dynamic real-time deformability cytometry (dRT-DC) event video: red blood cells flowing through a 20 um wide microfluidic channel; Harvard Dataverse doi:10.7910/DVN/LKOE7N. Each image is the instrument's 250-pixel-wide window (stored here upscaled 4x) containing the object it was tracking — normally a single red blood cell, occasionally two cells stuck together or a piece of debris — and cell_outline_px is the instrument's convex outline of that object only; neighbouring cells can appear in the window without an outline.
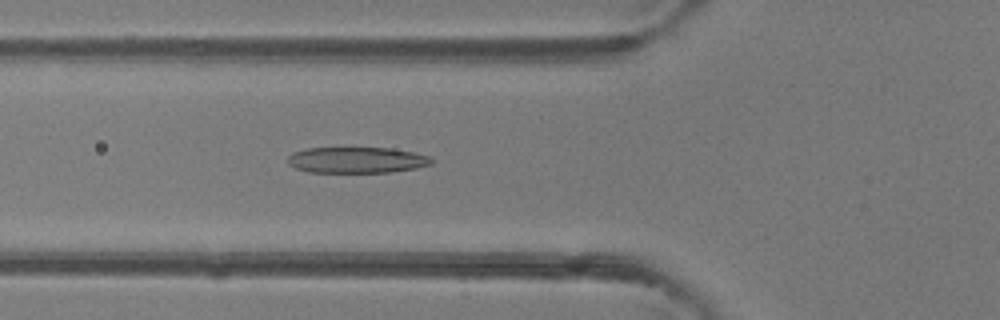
{"species": "common noctule bat (a hibernating species)", "species_latin": "Nyctalus noctula", "temperature_condition": "room temperature", "stored_images_in_passage": 47, "camera_frame_rate_fps": 3000, "um_per_image_px": 0.085, "animal": {"sex": "female"}, "frame": {"image": 1, "passage_image": 17, "time_ms": 5.333, "image_size_px": [1000, 320], "cell_outline_px": [[432, 164], [416, 168], [392, 172], [308, 172], [296, 168], [288, 164], [288, 156], [292, 152], [308, 148], [392, 148], [412, 152], [428, 156], [432, 160]], "centroid_in_image_um": [30.3, 13.6], "position_along_channel_um": 95.5, "area_um2": 21.73}}
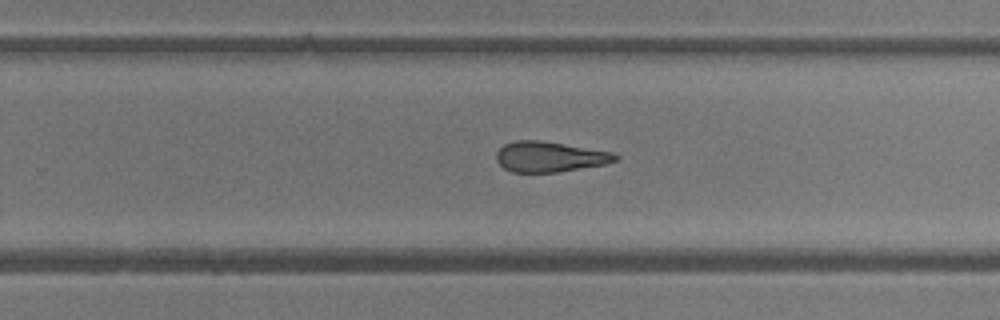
{"frame": {"image": 2, "passage_image": 30, "time_ms": 9.667, "image_size_px": [1000, 320], "cell_outline_px": [[620, 160], [604, 164], [556, 172], [512, 172], [504, 168], [496, 160], [496, 152], [504, 144], [516, 140], [540, 140], [616, 152], [620, 156]], "centroid_in_image_um": [46.76, 13.31], "position_along_channel_um": 283.0, "area_um2": 21.21}}
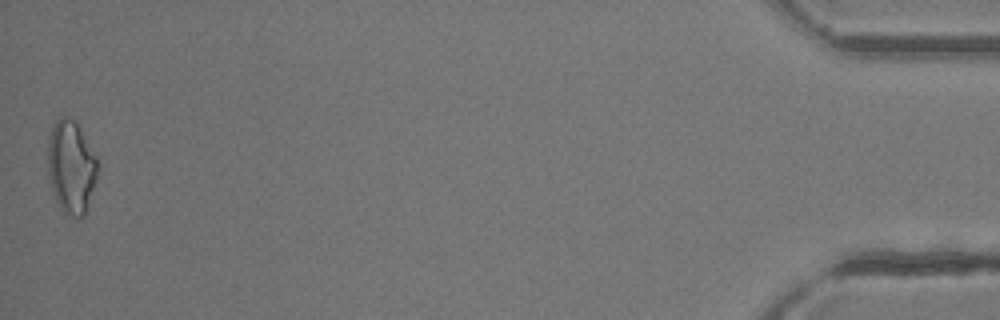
{"frame": {"image": 3, "passage_image": 47, "time_ms": 15.333, "image_size_px": [1000, 320], "cell_outline_px": [[96, 176], [84, 216], [80, 220], [64, 212], [60, 208], [56, 200], [48, 176], [48, 140], [52, 128], [56, 120], [60, 116], [68, 116], [76, 120], [96, 156]], "centroid_in_image_um": [6.03, 14.16], "position_along_channel_um": 429.2, "area_um2": 26.76}, "authors_computed_cell_mechanics": {"area_um2": 22.7154, "velocity_mm_per_s": 4.3163, "shape_relaxation_time_tau1_ms": null, "shape_relaxation_time_tau2_ms": 3.1362, "deformation_change_tau1": null, "deformation_change_tau2": 0.1474}}